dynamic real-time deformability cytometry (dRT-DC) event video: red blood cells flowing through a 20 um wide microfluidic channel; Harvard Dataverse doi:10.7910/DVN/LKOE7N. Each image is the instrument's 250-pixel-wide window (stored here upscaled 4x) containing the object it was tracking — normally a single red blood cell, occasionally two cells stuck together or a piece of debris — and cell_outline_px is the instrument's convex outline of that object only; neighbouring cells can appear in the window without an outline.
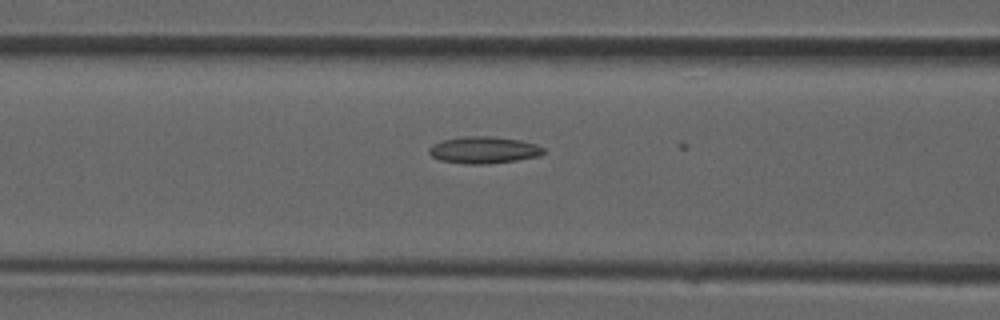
{"species": "common noctule bat (a hibernating species)", "species_latin": "Nyctalus noctula", "temperature_condition": "room temperature", "stored_images_in_passage": 16, "camera_frame_rate_fps": 3000, "um_per_image_px": 0.085, "animal": {"sex": "male", "forearm_length_mm": 52.5}, "frame": {"image": 1, "passage_image": 15, "time_ms": 4.667, "image_size_px": [1000, 320], "cell_outline_px": [[544, 152], [540, 156], [516, 160], [484, 164], [468, 164], [440, 160], [432, 156], [428, 152], [428, 148], [432, 144], [440, 140], [464, 136], [492, 136], [520, 140], [536, 144], [544, 148]], "centroid_in_image_um": [41.09, 12.74], "position_along_channel_um": 125.5, "area_um2": 17.98}}